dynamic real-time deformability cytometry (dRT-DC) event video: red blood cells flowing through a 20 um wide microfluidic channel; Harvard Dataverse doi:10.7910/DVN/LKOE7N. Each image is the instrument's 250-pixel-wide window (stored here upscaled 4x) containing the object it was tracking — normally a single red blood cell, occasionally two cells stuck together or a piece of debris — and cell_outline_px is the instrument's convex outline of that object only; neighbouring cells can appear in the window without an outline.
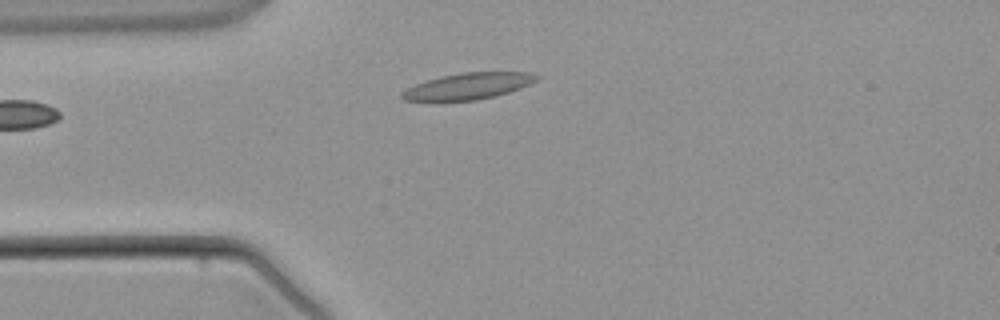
{"species": "common noctule bat (a hibernating species)", "species_latin": "Nyctalus noctula", "temperature_condition": "warm", "stored_images_in_passage": 2, "camera_frame_rate_fps": 3000, "um_per_image_px": 0.085, "animal": {"sex": "male", "body_mass_g": 21.5, "forearm_length_mm": 52.0}, "frame": {"image": 1, "passage_image": 2, "time_ms": 1.333, "image_size_px": [1000, 320], "cell_outline_px": [[540, 76], [536, 80], [520, 88], [496, 96], [476, 100], [404, 100], [400, 96], [400, 92], [416, 84], [440, 76], [464, 72], [532, 72]], "centroid_in_image_um": [39.82, 7.31], "position_along_channel_um": 45.2, "area_um2": 20.4}}